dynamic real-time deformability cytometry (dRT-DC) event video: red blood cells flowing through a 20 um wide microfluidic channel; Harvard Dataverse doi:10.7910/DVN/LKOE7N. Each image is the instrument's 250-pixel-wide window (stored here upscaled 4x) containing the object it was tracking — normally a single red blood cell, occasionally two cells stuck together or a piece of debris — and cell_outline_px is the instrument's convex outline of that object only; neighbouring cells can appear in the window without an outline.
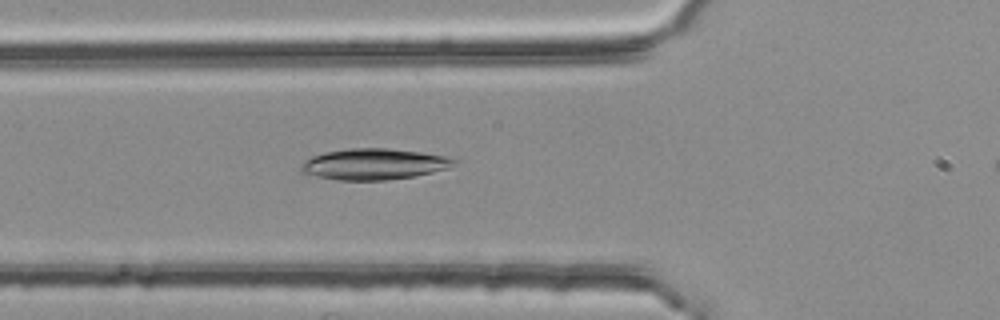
{"species": "common noctule bat (a hibernating species)", "species_latin": "Nyctalus noctula", "temperature_condition": "room temperature", "stored_images_in_passage": 40, "camera_frame_rate_fps": 3000, "um_per_image_px": 0.085, "animal": {"sex": "female", "body_mass_g": 25.1}, "frame": {"image": 1, "passage_image": 10, "time_ms": 3.0, "image_size_px": [1000, 320], "cell_outline_px": [[456, 160], [448, 168], [416, 176], [388, 180], [340, 180], [300, 172], [300, 164], [304, 160], [312, 156], [324, 152], [348, 148], [388, 148], [420, 152], [444, 156]], "centroid_in_image_um": [31.74, 13.94], "position_along_channel_um": 94.1, "area_um2": 27.51}}
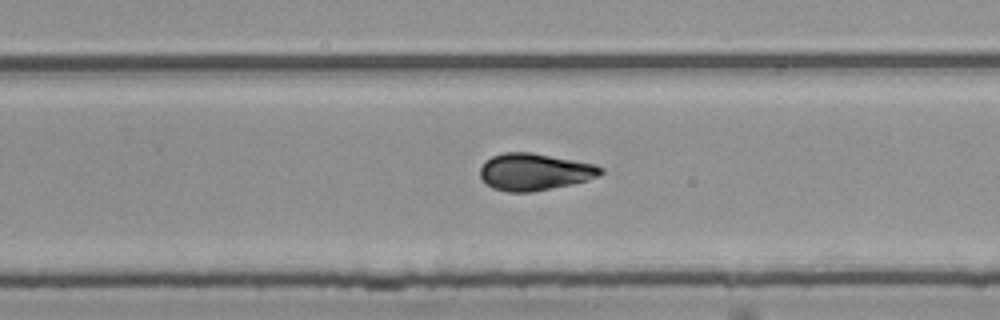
{"frame": {"image": 2, "passage_image": 25, "time_ms": 8.0, "image_size_px": [1000, 320], "cell_outline_px": [[604, 172], [588, 180], [572, 184], [532, 192], [508, 192], [492, 188], [480, 176], [480, 168], [484, 160], [492, 156], [504, 152], [532, 152], [596, 164], [604, 168]], "centroid_in_image_um": [45.44, 14.6], "position_along_channel_um": 284.4, "area_um2": 26.13}}
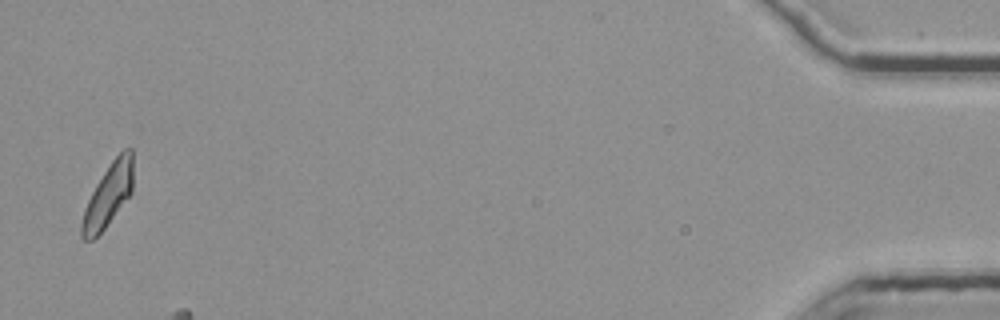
{"frame": {"image": 3, "passage_image": 39, "time_ms": 12.667, "image_size_px": [1000, 320], "cell_outline_px": [[132, 192], [104, 228], [92, 240], [84, 240], [80, 236], [80, 224], [84, 208], [96, 184], [112, 160], [124, 148], [132, 148]], "centroid_in_image_um": [9.17, 16.6], "position_along_channel_um": 426.0, "area_um2": 18.5}, "authors_computed_cell_mechanics": {"area_um2": 25.6921, "velocity_mm_per_s": 3.8024, "shape_relaxation_time_tau1_ms": null, "shape_relaxation_time_tau2_ms": 1.6997, "deformation_change_tau1": null, "deformation_change_tau2": 0.0723}}